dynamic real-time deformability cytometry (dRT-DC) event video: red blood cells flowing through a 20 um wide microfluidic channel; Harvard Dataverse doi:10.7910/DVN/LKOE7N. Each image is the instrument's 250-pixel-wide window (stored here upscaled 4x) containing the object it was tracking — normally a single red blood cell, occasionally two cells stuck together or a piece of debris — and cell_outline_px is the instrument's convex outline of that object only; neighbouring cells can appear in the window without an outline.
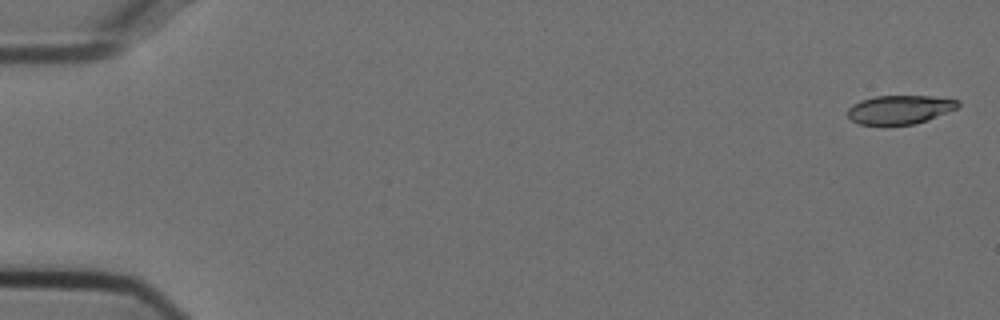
{"species": "Egyptian fruit bat (a non-hibernating species)", "species_latin": "Rousettus aegyptiacus", "temperature_condition": "cold", "stored_images_in_passage": 9, "camera_frame_rate_fps": 3000, "um_per_image_px": 0.085, "animal": {"sex": "female"}, "frame": {"image": 1, "passage_image": 1, "time_ms": 0.0, "image_size_px": [1000, 320], "cell_outline_px": [[960, 104], [956, 108], [928, 120], [916, 124], [888, 128], [884, 128], [860, 124], [852, 120], [848, 116], [848, 108], [852, 104], [860, 100], [876, 96], [932, 96], [960, 100]], "centroid_in_image_um": [76.44, 9.36], "position_along_channel_um": 8.6, "area_um2": 19.25}}